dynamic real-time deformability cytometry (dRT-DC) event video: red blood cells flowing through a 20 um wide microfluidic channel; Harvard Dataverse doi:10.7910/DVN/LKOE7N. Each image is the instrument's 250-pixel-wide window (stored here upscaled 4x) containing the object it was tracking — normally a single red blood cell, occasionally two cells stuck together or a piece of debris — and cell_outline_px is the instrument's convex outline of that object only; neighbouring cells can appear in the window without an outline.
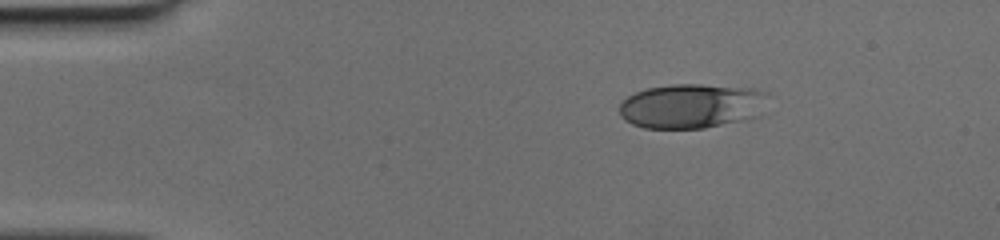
{"species": "human", "species_latin": "Homo sapiens", "temperature_condition": "cold", "stored_images_in_passage": 41, "camera_frame_rate_fps": 3000, "um_per_image_px": 0.085, "donor": {"sex": "female"}, "frame": {"image": 1, "passage_image": 1, "time_ms": 0.0, "image_size_px": [1000, 240], "cell_outline_px": [[760, 92], [752, 116], [740, 120], [704, 128], [644, 128], [632, 124], [624, 120], [620, 116], [620, 104], [628, 96], [636, 92], [648, 88], [672, 84], [700, 84], [752, 88]], "centroid_in_image_um": [58.52, 9.01], "position_along_channel_um": 26.5, "area_um2": 36.93}}
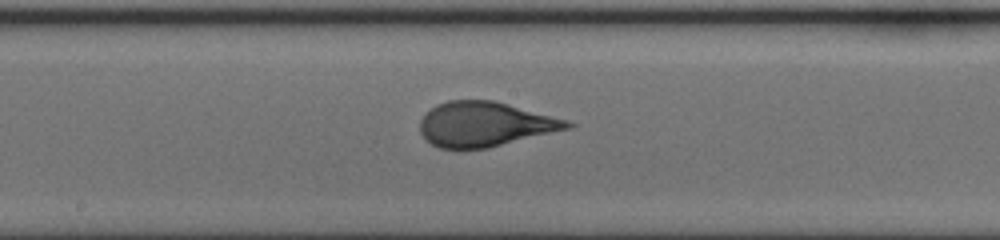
{"frame": {"image": 2, "passage_image": 19, "time_ms": 6.0, "image_size_px": [1000, 240], "cell_outline_px": [[576, 124], [572, 128], [488, 148], [440, 148], [432, 144], [420, 132], [420, 120], [436, 104], [448, 100], [496, 100], [568, 120]], "centroid_in_image_um": [41.27, 10.55], "position_along_channel_um": 206.9, "area_um2": 38.38}}
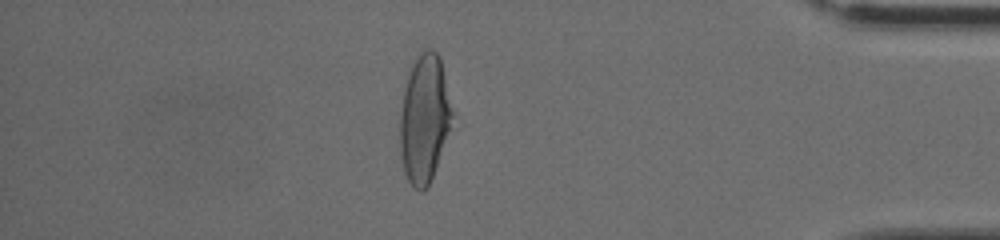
{"frame": {"image": 3, "passage_image": 35, "time_ms": 11.333, "image_size_px": [1000, 240], "cell_outline_px": [[452, 116], [432, 176], [428, 184], [420, 192], [408, 180], [404, 172], [400, 152], [400, 112], [404, 88], [412, 64], [420, 52], [428, 48], [432, 48], [440, 56], [452, 112]], "centroid_in_image_um": [36.03, 10.03], "position_along_channel_um": 399.2, "area_um2": 37.86}}